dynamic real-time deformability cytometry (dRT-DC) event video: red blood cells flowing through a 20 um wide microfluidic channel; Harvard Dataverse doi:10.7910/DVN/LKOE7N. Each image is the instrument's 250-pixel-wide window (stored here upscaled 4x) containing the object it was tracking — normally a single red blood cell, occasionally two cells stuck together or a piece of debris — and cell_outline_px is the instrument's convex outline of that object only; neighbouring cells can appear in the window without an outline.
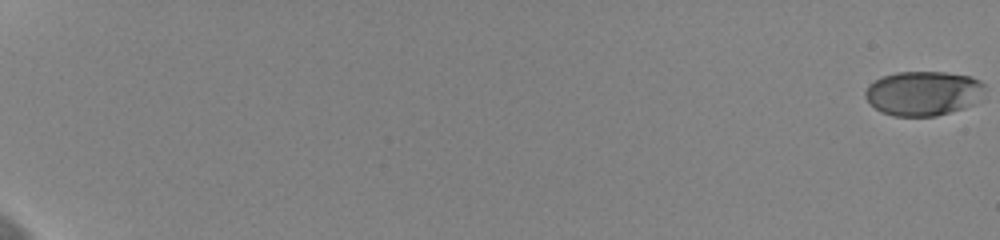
{"species": "human", "species_latin": "Homo sapiens", "temperature_condition": "cold", "stored_images_in_passage": 61, "camera_frame_rate_fps": 3000, "um_per_image_px": 0.085, "donor": {"sex": "female"}, "frame": {"image": 1, "passage_image": 1, "time_ms": 0.0, "image_size_px": [1000, 240], "cell_outline_px": [[984, 88], [972, 104], [964, 108], [936, 116], [892, 116], [880, 112], [864, 96], [864, 92], [868, 84], [884, 76], [896, 72], [944, 72], [972, 76], [980, 80], [984, 84]], "centroid_in_image_um": [78.44, 7.92], "position_along_channel_um": 6.6, "area_um2": 30.87}}
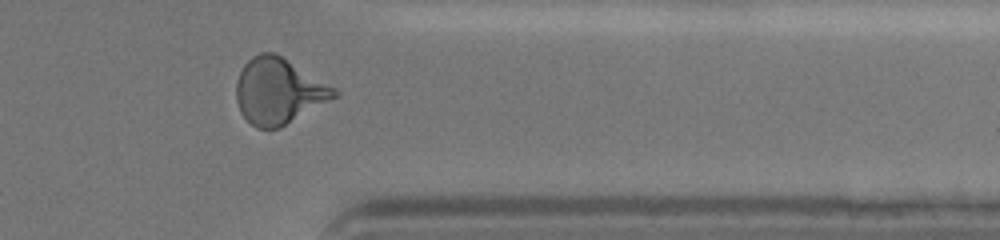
{"frame": {"image": 2, "passage_image": 52, "time_ms": 17.0, "image_size_px": [1000, 240], "cell_outline_px": [[340, 92], [336, 96], [280, 128], [256, 128], [240, 112], [236, 100], [236, 80], [244, 64], [252, 56], [260, 52], [272, 52], [280, 56], [336, 88]], "centroid_in_image_um": [23.64, 7.74], "position_along_channel_um": 387.8, "area_um2": 37.05}}
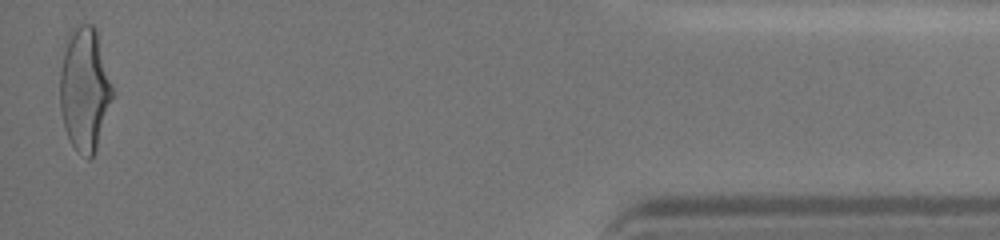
{"frame": {"image": 3, "passage_image": 60, "time_ms": 19.667, "image_size_px": [1000, 240], "cell_outline_px": [[112, 96], [96, 148], [92, 156], [88, 160], [76, 152], [64, 128], [60, 108], [60, 72], [64, 40], [68, 32], [72, 28], [80, 24], [92, 24], [96, 28], [112, 88]], "centroid_in_image_um": [7.14, 7.54], "position_along_channel_um": 428.1, "area_um2": 37.57}, "authors_computed_cell_mechanics": {"area_um2": 34.9112, "velocity_mm_per_s": 3.6481, "shape_relaxation_time_tau1_ms": 4.2602, "shape_relaxation_time_tau2_ms": 0.715, "deformation_change_tau1": 0.1821, "deformation_change_tau2": 0.0647}}